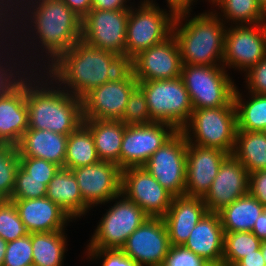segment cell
<instances>
[{
    "label": "cell",
    "mask_w": 266,
    "mask_h": 266,
    "mask_svg": "<svg viewBox=\"0 0 266 266\" xmlns=\"http://www.w3.org/2000/svg\"><path fill=\"white\" fill-rule=\"evenodd\" d=\"M213 4L220 8L223 15H218L220 12L216 11L214 13L227 20L224 19V24L231 20L234 25H255L262 23L265 16L256 0H216Z\"/></svg>",
    "instance_id": "cell-34"
},
{
    "label": "cell",
    "mask_w": 266,
    "mask_h": 266,
    "mask_svg": "<svg viewBox=\"0 0 266 266\" xmlns=\"http://www.w3.org/2000/svg\"><path fill=\"white\" fill-rule=\"evenodd\" d=\"M195 1L196 0H167L168 12H171L174 16L190 13V6L193 5Z\"/></svg>",
    "instance_id": "cell-49"
},
{
    "label": "cell",
    "mask_w": 266,
    "mask_h": 266,
    "mask_svg": "<svg viewBox=\"0 0 266 266\" xmlns=\"http://www.w3.org/2000/svg\"><path fill=\"white\" fill-rule=\"evenodd\" d=\"M260 250H261V254L263 255L264 262L266 264V241H262Z\"/></svg>",
    "instance_id": "cell-53"
},
{
    "label": "cell",
    "mask_w": 266,
    "mask_h": 266,
    "mask_svg": "<svg viewBox=\"0 0 266 266\" xmlns=\"http://www.w3.org/2000/svg\"><path fill=\"white\" fill-rule=\"evenodd\" d=\"M128 66L139 81L165 80L181 77L180 49L173 34L135 56Z\"/></svg>",
    "instance_id": "cell-17"
},
{
    "label": "cell",
    "mask_w": 266,
    "mask_h": 266,
    "mask_svg": "<svg viewBox=\"0 0 266 266\" xmlns=\"http://www.w3.org/2000/svg\"><path fill=\"white\" fill-rule=\"evenodd\" d=\"M29 233L64 231L71 217L49 198L11 200Z\"/></svg>",
    "instance_id": "cell-21"
},
{
    "label": "cell",
    "mask_w": 266,
    "mask_h": 266,
    "mask_svg": "<svg viewBox=\"0 0 266 266\" xmlns=\"http://www.w3.org/2000/svg\"><path fill=\"white\" fill-rule=\"evenodd\" d=\"M230 266H245V265L242 264L240 261H237V262L232 263Z\"/></svg>",
    "instance_id": "cell-56"
},
{
    "label": "cell",
    "mask_w": 266,
    "mask_h": 266,
    "mask_svg": "<svg viewBox=\"0 0 266 266\" xmlns=\"http://www.w3.org/2000/svg\"><path fill=\"white\" fill-rule=\"evenodd\" d=\"M262 241L251 231L225 232L222 266H230L260 249Z\"/></svg>",
    "instance_id": "cell-35"
},
{
    "label": "cell",
    "mask_w": 266,
    "mask_h": 266,
    "mask_svg": "<svg viewBox=\"0 0 266 266\" xmlns=\"http://www.w3.org/2000/svg\"><path fill=\"white\" fill-rule=\"evenodd\" d=\"M245 74L248 92L266 95V56Z\"/></svg>",
    "instance_id": "cell-43"
},
{
    "label": "cell",
    "mask_w": 266,
    "mask_h": 266,
    "mask_svg": "<svg viewBox=\"0 0 266 266\" xmlns=\"http://www.w3.org/2000/svg\"><path fill=\"white\" fill-rule=\"evenodd\" d=\"M18 167L17 147L0 144V200L11 198Z\"/></svg>",
    "instance_id": "cell-36"
},
{
    "label": "cell",
    "mask_w": 266,
    "mask_h": 266,
    "mask_svg": "<svg viewBox=\"0 0 266 266\" xmlns=\"http://www.w3.org/2000/svg\"><path fill=\"white\" fill-rule=\"evenodd\" d=\"M68 136L28 128L16 145L19 157L41 158L64 168Z\"/></svg>",
    "instance_id": "cell-25"
},
{
    "label": "cell",
    "mask_w": 266,
    "mask_h": 266,
    "mask_svg": "<svg viewBox=\"0 0 266 266\" xmlns=\"http://www.w3.org/2000/svg\"><path fill=\"white\" fill-rule=\"evenodd\" d=\"M211 1V3L213 4L216 0H209V2Z\"/></svg>",
    "instance_id": "cell-59"
},
{
    "label": "cell",
    "mask_w": 266,
    "mask_h": 266,
    "mask_svg": "<svg viewBox=\"0 0 266 266\" xmlns=\"http://www.w3.org/2000/svg\"><path fill=\"white\" fill-rule=\"evenodd\" d=\"M91 131L100 161L112 162L120 168V150L124 125L120 120L83 119Z\"/></svg>",
    "instance_id": "cell-27"
},
{
    "label": "cell",
    "mask_w": 266,
    "mask_h": 266,
    "mask_svg": "<svg viewBox=\"0 0 266 266\" xmlns=\"http://www.w3.org/2000/svg\"><path fill=\"white\" fill-rule=\"evenodd\" d=\"M29 234V231L20 219L14 202L9 199H1L0 237L6 242H10Z\"/></svg>",
    "instance_id": "cell-37"
},
{
    "label": "cell",
    "mask_w": 266,
    "mask_h": 266,
    "mask_svg": "<svg viewBox=\"0 0 266 266\" xmlns=\"http://www.w3.org/2000/svg\"><path fill=\"white\" fill-rule=\"evenodd\" d=\"M153 0L141 1L129 9L126 29L125 61L129 63L140 52L157 45L172 35L175 16L159 8ZM166 10V11H165Z\"/></svg>",
    "instance_id": "cell-6"
},
{
    "label": "cell",
    "mask_w": 266,
    "mask_h": 266,
    "mask_svg": "<svg viewBox=\"0 0 266 266\" xmlns=\"http://www.w3.org/2000/svg\"><path fill=\"white\" fill-rule=\"evenodd\" d=\"M187 146L185 135L178 130L144 165L149 174L173 196L185 195Z\"/></svg>",
    "instance_id": "cell-11"
},
{
    "label": "cell",
    "mask_w": 266,
    "mask_h": 266,
    "mask_svg": "<svg viewBox=\"0 0 266 266\" xmlns=\"http://www.w3.org/2000/svg\"><path fill=\"white\" fill-rule=\"evenodd\" d=\"M249 193L266 205V169L250 173Z\"/></svg>",
    "instance_id": "cell-46"
},
{
    "label": "cell",
    "mask_w": 266,
    "mask_h": 266,
    "mask_svg": "<svg viewBox=\"0 0 266 266\" xmlns=\"http://www.w3.org/2000/svg\"><path fill=\"white\" fill-rule=\"evenodd\" d=\"M265 56L266 33L262 23L227 26L222 64L224 68L229 66L247 72Z\"/></svg>",
    "instance_id": "cell-15"
},
{
    "label": "cell",
    "mask_w": 266,
    "mask_h": 266,
    "mask_svg": "<svg viewBox=\"0 0 266 266\" xmlns=\"http://www.w3.org/2000/svg\"><path fill=\"white\" fill-rule=\"evenodd\" d=\"M181 78L193 109L222 107L233 102L236 85L223 66L182 64Z\"/></svg>",
    "instance_id": "cell-8"
},
{
    "label": "cell",
    "mask_w": 266,
    "mask_h": 266,
    "mask_svg": "<svg viewBox=\"0 0 266 266\" xmlns=\"http://www.w3.org/2000/svg\"><path fill=\"white\" fill-rule=\"evenodd\" d=\"M201 266H220V265H217V264H214V263H211V262H205L203 265Z\"/></svg>",
    "instance_id": "cell-55"
},
{
    "label": "cell",
    "mask_w": 266,
    "mask_h": 266,
    "mask_svg": "<svg viewBox=\"0 0 266 266\" xmlns=\"http://www.w3.org/2000/svg\"><path fill=\"white\" fill-rule=\"evenodd\" d=\"M86 253L90 260L104 258L102 259V266H140L133 259L126 256L121 249H87Z\"/></svg>",
    "instance_id": "cell-42"
},
{
    "label": "cell",
    "mask_w": 266,
    "mask_h": 266,
    "mask_svg": "<svg viewBox=\"0 0 266 266\" xmlns=\"http://www.w3.org/2000/svg\"><path fill=\"white\" fill-rule=\"evenodd\" d=\"M230 154L219 148L188 144L186 149L185 195L203 198L224 160Z\"/></svg>",
    "instance_id": "cell-20"
},
{
    "label": "cell",
    "mask_w": 266,
    "mask_h": 266,
    "mask_svg": "<svg viewBox=\"0 0 266 266\" xmlns=\"http://www.w3.org/2000/svg\"><path fill=\"white\" fill-rule=\"evenodd\" d=\"M127 1L126 0H92L91 9H99V10L130 9L131 5L130 7L129 5H126Z\"/></svg>",
    "instance_id": "cell-47"
},
{
    "label": "cell",
    "mask_w": 266,
    "mask_h": 266,
    "mask_svg": "<svg viewBox=\"0 0 266 266\" xmlns=\"http://www.w3.org/2000/svg\"><path fill=\"white\" fill-rule=\"evenodd\" d=\"M207 212L202 198L174 196L168 212L162 217L171 246H183L191 231Z\"/></svg>",
    "instance_id": "cell-22"
},
{
    "label": "cell",
    "mask_w": 266,
    "mask_h": 266,
    "mask_svg": "<svg viewBox=\"0 0 266 266\" xmlns=\"http://www.w3.org/2000/svg\"><path fill=\"white\" fill-rule=\"evenodd\" d=\"M177 131L163 122L126 126L120 150V169L144 166L152 154Z\"/></svg>",
    "instance_id": "cell-14"
},
{
    "label": "cell",
    "mask_w": 266,
    "mask_h": 266,
    "mask_svg": "<svg viewBox=\"0 0 266 266\" xmlns=\"http://www.w3.org/2000/svg\"><path fill=\"white\" fill-rule=\"evenodd\" d=\"M250 174L233 155L221 164L218 174L202 198L208 212L218 213L238 198L249 193Z\"/></svg>",
    "instance_id": "cell-19"
},
{
    "label": "cell",
    "mask_w": 266,
    "mask_h": 266,
    "mask_svg": "<svg viewBox=\"0 0 266 266\" xmlns=\"http://www.w3.org/2000/svg\"><path fill=\"white\" fill-rule=\"evenodd\" d=\"M99 161L92 133L82 123L68 135L64 168L71 170Z\"/></svg>",
    "instance_id": "cell-33"
},
{
    "label": "cell",
    "mask_w": 266,
    "mask_h": 266,
    "mask_svg": "<svg viewBox=\"0 0 266 266\" xmlns=\"http://www.w3.org/2000/svg\"><path fill=\"white\" fill-rule=\"evenodd\" d=\"M137 85L134 73L127 66L114 79L81 98L83 119L120 120L130 93Z\"/></svg>",
    "instance_id": "cell-10"
},
{
    "label": "cell",
    "mask_w": 266,
    "mask_h": 266,
    "mask_svg": "<svg viewBox=\"0 0 266 266\" xmlns=\"http://www.w3.org/2000/svg\"><path fill=\"white\" fill-rule=\"evenodd\" d=\"M263 214L266 216V205H263Z\"/></svg>",
    "instance_id": "cell-58"
},
{
    "label": "cell",
    "mask_w": 266,
    "mask_h": 266,
    "mask_svg": "<svg viewBox=\"0 0 266 266\" xmlns=\"http://www.w3.org/2000/svg\"><path fill=\"white\" fill-rule=\"evenodd\" d=\"M51 179L31 178L20 166L17 169L12 196L9 200L42 198L47 195Z\"/></svg>",
    "instance_id": "cell-38"
},
{
    "label": "cell",
    "mask_w": 266,
    "mask_h": 266,
    "mask_svg": "<svg viewBox=\"0 0 266 266\" xmlns=\"http://www.w3.org/2000/svg\"><path fill=\"white\" fill-rule=\"evenodd\" d=\"M27 129L24 79L14 91L0 98V144L16 146Z\"/></svg>",
    "instance_id": "cell-24"
},
{
    "label": "cell",
    "mask_w": 266,
    "mask_h": 266,
    "mask_svg": "<svg viewBox=\"0 0 266 266\" xmlns=\"http://www.w3.org/2000/svg\"><path fill=\"white\" fill-rule=\"evenodd\" d=\"M129 9H91L82 19V41L87 45L114 52L125 60L126 29Z\"/></svg>",
    "instance_id": "cell-12"
},
{
    "label": "cell",
    "mask_w": 266,
    "mask_h": 266,
    "mask_svg": "<svg viewBox=\"0 0 266 266\" xmlns=\"http://www.w3.org/2000/svg\"><path fill=\"white\" fill-rule=\"evenodd\" d=\"M19 166L36 179H52L60 169L54 163L35 157H19Z\"/></svg>",
    "instance_id": "cell-41"
},
{
    "label": "cell",
    "mask_w": 266,
    "mask_h": 266,
    "mask_svg": "<svg viewBox=\"0 0 266 266\" xmlns=\"http://www.w3.org/2000/svg\"><path fill=\"white\" fill-rule=\"evenodd\" d=\"M11 38V39H10ZM11 40V41H10ZM7 42H10V43H8L7 44ZM5 43H6V45H5ZM15 43H17V41H15V36H14V33L9 37V41H4L3 43H2V45L0 44V98L1 97H5V96H7L8 94H10L12 91H14L21 83H22V81L25 79L24 77H27L28 75H29V73H31V69L28 67V65H27V69L25 68V66H26V64L24 63L25 61H22V59L24 60L25 59V57H27V55L26 56H24L23 54H22V52H23V50H21L20 52H19V50H18V52H17V49H18V47H16V44ZM15 44V45H14ZM13 46V47H12ZM6 47H8V48H6ZM15 47V48H14ZM11 48V49H10ZM17 48V49H16ZM16 51V52H14V50ZM4 50V51H3ZM7 50V51H6ZM11 51V53H9L8 51ZM13 50V51H12ZM6 51V52H5ZM3 52H5V53H3ZM14 52V53H13ZM6 53H7V56H4V55H6ZM15 53H17L18 54V56H17V54H15ZM19 53H21L22 55L20 56L19 55ZM11 54H12V56L13 55H16V57L15 56H11ZM10 55V56H9ZM3 57V58H2ZM6 57V58H5ZM8 57H9V59H8ZM12 57V58H11ZM2 58V59H1ZM20 58H22V59H20ZM8 60H9V62H8ZM18 60H20L19 62H18ZM11 61H12V63H11ZM15 61V62H14ZM6 62V63H5ZM19 63V64H17V63ZM21 62H22V64H21ZM11 65V66H10ZM18 65V66H17ZM20 66V67H19ZM23 66V67H22ZM15 68V69H14ZM18 68V69H17ZM19 68H21V70H23V69H25V70H23V71H20V69ZM17 70V71H16ZM30 72H29V71ZM28 72V73H27ZM26 73V74H25ZM23 74V75H22Z\"/></svg>",
    "instance_id": "cell-31"
},
{
    "label": "cell",
    "mask_w": 266,
    "mask_h": 266,
    "mask_svg": "<svg viewBox=\"0 0 266 266\" xmlns=\"http://www.w3.org/2000/svg\"><path fill=\"white\" fill-rule=\"evenodd\" d=\"M31 233L7 242L3 266H32Z\"/></svg>",
    "instance_id": "cell-40"
},
{
    "label": "cell",
    "mask_w": 266,
    "mask_h": 266,
    "mask_svg": "<svg viewBox=\"0 0 266 266\" xmlns=\"http://www.w3.org/2000/svg\"><path fill=\"white\" fill-rule=\"evenodd\" d=\"M237 130L233 101L222 107L193 109L188 122L180 131L188 144L219 148L232 155Z\"/></svg>",
    "instance_id": "cell-5"
},
{
    "label": "cell",
    "mask_w": 266,
    "mask_h": 266,
    "mask_svg": "<svg viewBox=\"0 0 266 266\" xmlns=\"http://www.w3.org/2000/svg\"><path fill=\"white\" fill-rule=\"evenodd\" d=\"M256 2L261 7V9L266 12V0H256Z\"/></svg>",
    "instance_id": "cell-54"
},
{
    "label": "cell",
    "mask_w": 266,
    "mask_h": 266,
    "mask_svg": "<svg viewBox=\"0 0 266 266\" xmlns=\"http://www.w3.org/2000/svg\"><path fill=\"white\" fill-rule=\"evenodd\" d=\"M225 232L219 213L207 212L183 245L204 262L222 266Z\"/></svg>",
    "instance_id": "cell-23"
},
{
    "label": "cell",
    "mask_w": 266,
    "mask_h": 266,
    "mask_svg": "<svg viewBox=\"0 0 266 266\" xmlns=\"http://www.w3.org/2000/svg\"><path fill=\"white\" fill-rule=\"evenodd\" d=\"M46 197L58 204L73 220L91 210L82 198L75 175L69 169L60 168L57 171L47 186Z\"/></svg>",
    "instance_id": "cell-26"
},
{
    "label": "cell",
    "mask_w": 266,
    "mask_h": 266,
    "mask_svg": "<svg viewBox=\"0 0 266 266\" xmlns=\"http://www.w3.org/2000/svg\"><path fill=\"white\" fill-rule=\"evenodd\" d=\"M39 73L41 74L38 75ZM39 73L31 71L25 77L28 128L68 136L83 123L82 101L62 89L52 78L50 80L45 71L41 72L40 69Z\"/></svg>",
    "instance_id": "cell-3"
},
{
    "label": "cell",
    "mask_w": 266,
    "mask_h": 266,
    "mask_svg": "<svg viewBox=\"0 0 266 266\" xmlns=\"http://www.w3.org/2000/svg\"><path fill=\"white\" fill-rule=\"evenodd\" d=\"M237 86L234 105L237 115V131L266 132V95L250 93L251 99L244 101Z\"/></svg>",
    "instance_id": "cell-32"
},
{
    "label": "cell",
    "mask_w": 266,
    "mask_h": 266,
    "mask_svg": "<svg viewBox=\"0 0 266 266\" xmlns=\"http://www.w3.org/2000/svg\"><path fill=\"white\" fill-rule=\"evenodd\" d=\"M13 13V0H0V44L14 33Z\"/></svg>",
    "instance_id": "cell-45"
},
{
    "label": "cell",
    "mask_w": 266,
    "mask_h": 266,
    "mask_svg": "<svg viewBox=\"0 0 266 266\" xmlns=\"http://www.w3.org/2000/svg\"><path fill=\"white\" fill-rule=\"evenodd\" d=\"M121 193L149 217L160 218L168 212L174 197L144 166L129 167L121 171Z\"/></svg>",
    "instance_id": "cell-16"
},
{
    "label": "cell",
    "mask_w": 266,
    "mask_h": 266,
    "mask_svg": "<svg viewBox=\"0 0 266 266\" xmlns=\"http://www.w3.org/2000/svg\"><path fill=\"white\" fill-rule=\"evenodd\" d=\"M84 202L91 208L115 201L121 194V169L117 164L99 161L92 165L71 169Z\"/></svg>",
    "instance_id": "cell-18"
},
{
    "label": "cell",
    "mask_w": 266,
    "mask_h": 266,
    "mask_svg": "<svg viewBox=\"0 0 266 266\" xmlns=\"http://www.w3.org/2000/svg\"><path fill=\"white\" fill-rule=\"evenodd\" d=\"M127 66L128 63L120 55L91 47L81 40L45 72L62 89L81 99L93 88L114 79Z\"/></svg>",
    "instance_id": "cell-2"
},
{
    "label": "cell",
    "mask_w": 266,
    "mask_h": 266,
    "mask_svg": "<svg viewBox=\"0 0 266 266\" xmlns=\"http://www.w3.org/2000/svg\"><path fill=\"white\" fill-rule=\"evenodd\" d=\"M115 199L116 203L107 210L97 225L87 249H121L128 237L149 218L122 193Z\"/></svg>",
    "instance_id": "cell-9"
},
{
    "label": "cell",
    "mask_w": 266,
    "mask_h": 266,
    "mask_svg": "<svg viewBox=\"0 0 266 266\" xmlns=\"http://www.w3.org/2000/svg\"><path fill=\"white\" fill-rule=\"evenodd\" d=\"M138 85L145 92L152 121L168 123L181 130L193 111L182 78L139 81Z\"/></svg>",
    "instance_id": "cell-7"
},
{
    "label": "cell",
    "mask_w": 266,
    "mask_h": 266,
    "mask_svg": "<svg viewBox=\"0 0 266 266\" xmlns=\"http://www.w3.org/2000/svg\"><path fill=\"white\" fill-rule=\"evenodd\" d=\"M251 232L261 241H266V216L263 213L255 221V225Z\"/></svg>",
    "instance_id": "cell-51"
},
{
    "label": "cell",
    "mask_w": 266,
    "mask_h": 266,
    "mask_svg": "<svg viewBox=\"0 0 266 266\" xmlns=\"http://www.w3.org/2000/svg\"><path fill=\"white\" fill-rule=\"evenodd\" d=\"M189 16V13L175 16L172 28L182 64L222 66L227 29L223 24L224 17L221 19L212 11L188 20Z\"/></svg>",
    "instance_id": "cell-4"
},
{
    "label": "cell",
    "mask_w": 266,
    "mask_h": 266,
    "mask_svg": "<svg viewBox=\"0 0 266 266\" xmlns=\"http://www.w3.org/2000/svg\"><path fill=\"white\" fill-rule=\"evenodd\" d=\"M262 24H263V26H264L265 33H266V12H265V16H264V19H263Z\"/></svg>",
    "instance_id": "cell-57"
},
{
    "label": "cell",
    "mask_w": 266,
    "mask_h": 266,
    "mask_svg": "<svg viewBox=\"0 0 266 266\" xmlns=\"http://www.w3.org/2000/svg\"><path fill=\"white\" fill-rule=\"evenodd\" d=\"M239 261L245 266H266L260 249L254 251V253L245 255Z\"/></svg>",
    "instance_id": "cell-50"
},
{
    "label": "cell",
    "mask_w": 266,
    "mask_h": 266,
    "mask_svg": "<svg viewBox=\"0 0 266 266\" xmlns=\"http://www.w3.org/2000/svg\"><path fill=\"white\" fill-rule=\"evenodd\" d=\"M232 155L249 174L266 169V132L237 131Z\"/></svg>",
    "instance_id": "cell-29"
},
{
    "label": "cell",
    "mask_w": 266,
    "mask_h": 266,
    "mask_svg": "<svg viewBox=\"0 0 266 266\" xmlns=\"http://www.w3.org/2000/svg\"><path fill=\"white\" fill-rule=\"evenodd\" d=\"M205 262L183 246H171L164 266H201Z\"/></svg>",
    "instance_id": "cell-44"
},
{
    "label": "cell",
    "mask_w": 266,
    "mask_h": 266,
    "mask_svg": "<svg viewBox=\"0 0 266 266\" xmlns=\"http://www.w3.org/2000/svg\"><path fill=\"white\" fill-rule=\"evenodd\" d=\"M120 121L128 125H147L152 123L145 92L137 85L128 98L124 114Z\"/></svg>",
    "instance_id": "cell-39"
},
{
    "label": "cell",
    "mask_w": 266,
    "mask_h": 266,
    "mask_svg": "<svg viewBox=\"0 0 266 266\" xmlns=\"http://www.w3.org/2000/svg\"><path fill=\"white\" fill-rule=\"evenodd\" d=\"M170 248L163 218L149 217L128 237L121 250L140 266H164Z\"/></svg>",
    "instance_id": "cell-13"
},
{
    "label": "cell",
    "mask_w": 266,
    "mask_h": 266,
    "mask_svg": "<svg viewBox=\"0 0 266 266\" xmlns=\"http://www.w3.org/2000/svg\"><path fill=\"white\" fill-rule=\"evenodd\" d=\"M76 15L83 19L91 10L92 0H62Z\"/></svg>",
    "instance_id": "cell-48"
},
{
    "label": "cell",
    "mask_w": 266,
    "mask_h": 266,
    "mask_svg": "<svg viewBox=\"0 0 266 266\" xmlns=\"http://www.w3.org/2000/svg\"><path fill=\"white\" fill-rule=\"evenodd\" d=\"M13 10V14L15 16L13 17L15 28L13 31L16 33L14 36L19 45L18 50L20 51V48H22L25 51L28 48L26 52L28 51L27 55H29V48L31 46L26 44L30 43L32 45L33 43L31 54L33 49L38 52L41 50L40 54L42 53L41 56H39L38 54L36 55V52H34L35 56L42 57L41 59L35 56L33 57L32 55L28 56V60H24L26 65L29 62L28 65L32 71H37L40 67L43 69L45 68L44 71H46V69L50 67L64 52L68 51L75 43L82 40V19L62 0H13ZM19 23H21V25ZM17 25H19V28ZM19 32H23V35L19 34ZM30 35L33 36L31 37ZM18 39L23 42L21 43ZM25 40L28 41L24 42ZM34 40L35 42L39 41V44L37 42L35 43ZM37 44L41 48L40 50L37 48ZM43 52H45V55ZM44 58L48 60L47 63L43 61L44 67L43 65H40L38 68L37 61L41 62ZM30 59L33 60L32 64L30 63ZM30 64L33 68H31ZM34 64H36L38 69L34 67Z\"/></svg>",
    "instance_id": "cell-1"
},
{
    "label": "cell",
    "mask_w": 266,
    "mask_h": 266,
    "mask_svg": "<svg viewBox=\"0 0 266 266\" xmlns=\"http://www.w3.org/2000/svg\"><path fill=\"white\" fill-rule=\"evenodd\" d=\"M218 213L224 232L252 231L255 221L263 213V205L247 193Z\"/></svg>",
    "instance_id": "cell-28"
},
{
    "label": "cell",
    "mask_w": 266,
    "mask_h": 266,
    "mask_svg": "<svg viewBox=\"0 0 266 266\" xmlns=\"http://www.w3.org/2000/svg\"><path fill=\"white\" fill-rule=\"evenodd\" d=\"M65 231L31 233L34 266H62L66 251Z\"/></svg>",
    "instance_id": "cell-30"
},
{
    "label": "cell",
    "mask_w": 266,
    "mask_h": 266,
    "mask_svg": "<svg viewBox=\"0 0 266 266\" xmlns=\"http://www.w3.org/2000/svg\"><path fill=\"white\" fill-rule=\"evenodd\" d=\"M7 242L0 237V266L4 264Z\"/></svg>",
    "instance_id": "cell-52"
}]
</instances>
